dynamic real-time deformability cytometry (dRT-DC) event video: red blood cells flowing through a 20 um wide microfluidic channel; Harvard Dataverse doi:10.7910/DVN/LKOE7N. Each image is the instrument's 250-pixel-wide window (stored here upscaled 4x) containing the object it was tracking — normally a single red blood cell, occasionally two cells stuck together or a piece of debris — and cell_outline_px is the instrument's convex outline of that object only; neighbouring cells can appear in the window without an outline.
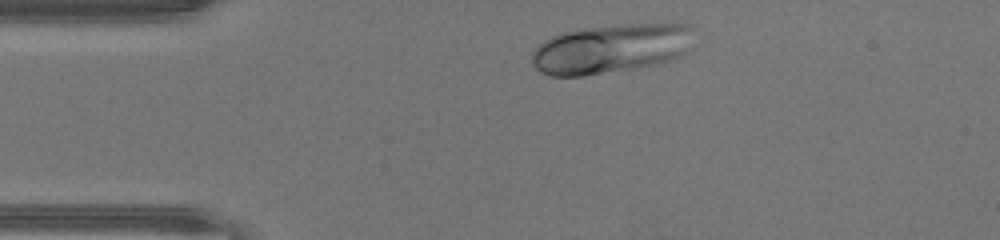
{"species": "human", "species_latin": "Homo sapiens", "temperature_condition": "warm", "stored_images_in_passage": 30, "camera_frame_rate_fps": 3000, "um_per_image_px": 0.085, "donor": {"sex": "male"}, "frame": {"image": 1, "passage_image": 1, "time_ms": 0.0, "image_size_px": [1000, 240], "cell_outline_px": [[692, 28], [688, 52], [676, 60], [636, 68], [584, 76], [552, 76], [540, 72], [536, 68], [532, 60], [532, 52], [544, 40], [560, 32], [620, 24], [688, 24]], "centroid_in_image_um": [51.94, 4.15], "position_along_channel_um": 33.1, "area_um2": 46.59}}
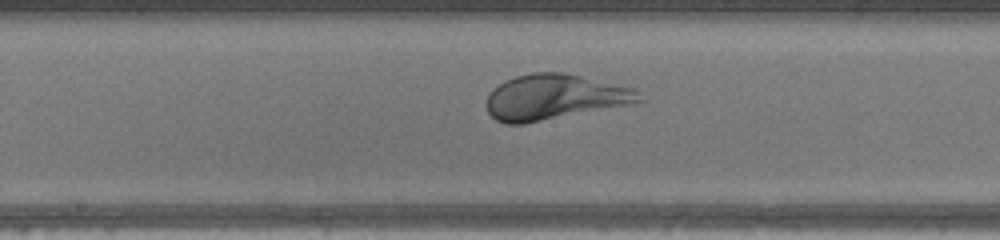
{"frame": {"image": 2, "passage_image": 15, "time_ms": 4.667, "image_size_px": [1000, 240], "cell_outline_px": [[644, 100], [524, 124], [504, 124], [496, 120], [488, 112], [488, 92], [492, 88], [504, 80], [516, 76], [532, 72], [564, 72], [636, 88]], "centroid_in_image_um": [47.07, 8.23], "position_along_channel_um": 201.1, "area_um2": 39.88}}
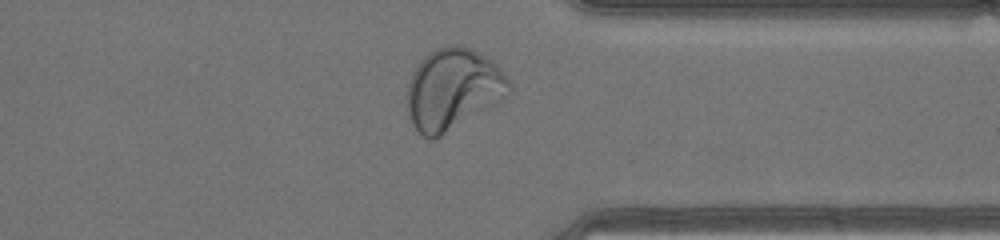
{"frame": {"image": 3, "passage_image": 27, "time_ms": 8.667, "image_size_px": [1000, 240], "cell_outline_px": [[512, 92], [496, 104], [440, 136], [432, 140], [424, 136], [412, 124], [408, 116], [408, 80], [412, 72], [420, 60], [428, 52], [436, 48], [448, 44], [460, 44], [472, 48], [492, 60], [508, 76], [512, 84]], "centroid_in_image_um": [38.53, 7.54], "position_along_channel_um": 372.9, "area_um2": 48.67}, "authors_computed_cell_mechanics": {"area_um2": 43.639, "velocity_mm_per_s": 4.44, "shape_relaxation_time_tau1_ms": 3.7593, "shape_relaxation_time_tau2_ms": null, "deformation_change_tau1": 0.1553, "deformation_change_tau2": null}}